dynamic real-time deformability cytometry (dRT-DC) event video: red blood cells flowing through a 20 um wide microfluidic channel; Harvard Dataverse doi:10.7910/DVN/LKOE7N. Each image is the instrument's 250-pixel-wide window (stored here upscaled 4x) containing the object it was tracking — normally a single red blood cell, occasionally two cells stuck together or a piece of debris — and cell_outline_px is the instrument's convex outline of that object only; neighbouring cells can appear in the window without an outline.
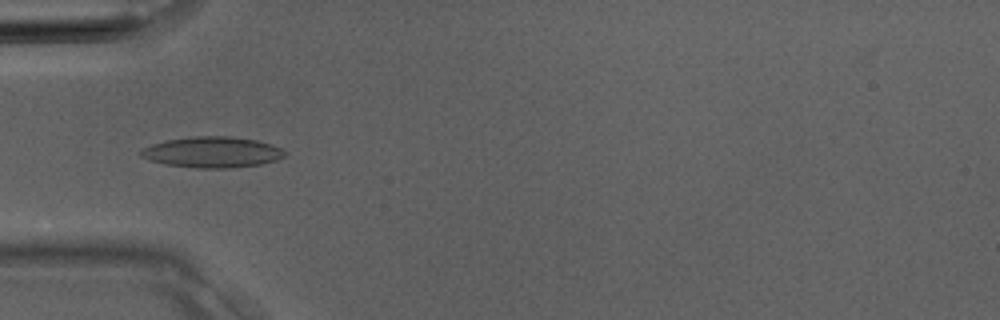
{"species": "Egyptian fruit bat (a non-hibernating species)", "species_latin": "Rousettus aegyptiacus", "temperature_condition": "room temperature", "stored_images_in_passage": 3, "camera_frame_rate_fps": 3000, "um_per_image_px": 0.085, "animal": {"sex": "male"}, "frame": {"image": 1, "passage_image": 3, "time_ms": 0.667, "image_size_px": [1000, 320], "cell_outline_px": [[284, 156], [276, 160], [260, 164], [232, 168], [196, 168], [164, 164], [148, 160], [140, 156], [140, 152], [144, 148], [152, 144], [164, 140], [192, 136], [232, 136], [256, 140], [272, 144], [280, 148], [284, 152]], "centroid_in_image_um": [18.01, 12.93], "position_along_channel_um": 67.0, "area_um2": 25.95}}